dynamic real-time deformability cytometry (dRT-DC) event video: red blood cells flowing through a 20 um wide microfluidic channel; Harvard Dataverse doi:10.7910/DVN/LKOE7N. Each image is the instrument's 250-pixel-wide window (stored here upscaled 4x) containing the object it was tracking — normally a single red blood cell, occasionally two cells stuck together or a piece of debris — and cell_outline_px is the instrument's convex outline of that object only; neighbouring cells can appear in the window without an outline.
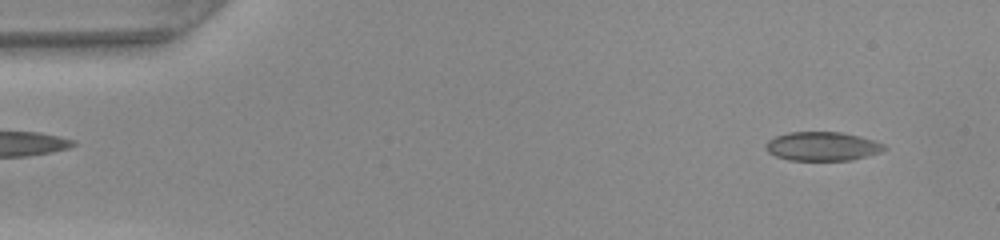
{"species": "common noctule bat (a hibernating species)", "species_latin": "Nyctalus noctula", "temperature_condition": "warm", "stored_images_in_passage": 47, "camera_frame_rate_fps": 3000, "um_per_image_px": 0.085, "animal": {"sex": "female", "body_mass_g": 22.0, "forearm_length_mm": 56.7}, "frame": {"image": 1, "passage_image": 3, "time_ms": 0.667, "image_size_px": [1000, 240], "cell_outline_px": [[888, 148], [880, 152], [852, 160], [788, 160], [776, 156], [768, 152], [764, 148], [764, 144], [768, 140], [776, 136], [788, 132], [840, 132], [860, 136], [884, 144]], "centroid_in_image_um": [69.87, 12.43], "position_along_channel_um": 15.1, "area_um2": 20.0}}
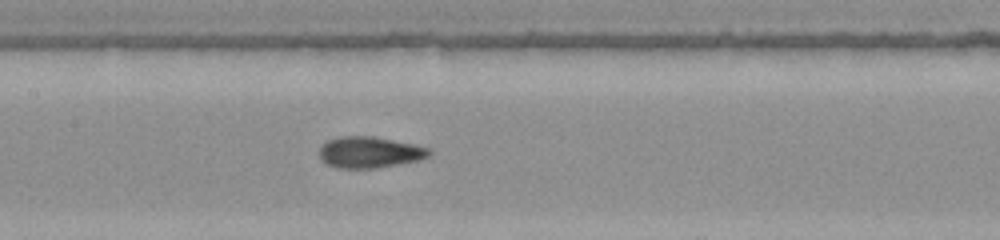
{"frame": {"image": 2, "passage_image": 22, "time_ms": 7.0, "image_size_px": [1000, 240], "cell_outline_px": [[432, 152], [428, 156], [420, 160], [376, 168], [336, 168], [324, 164], [320, 160], [320, 144], [328, 140], [340, 136], [372, 136], [416, 144], [428, 148]], "centroid_in_image_um": [31.38, 12.94], "position_along_channel_um": 176.0, "area_um2": 20.23}}
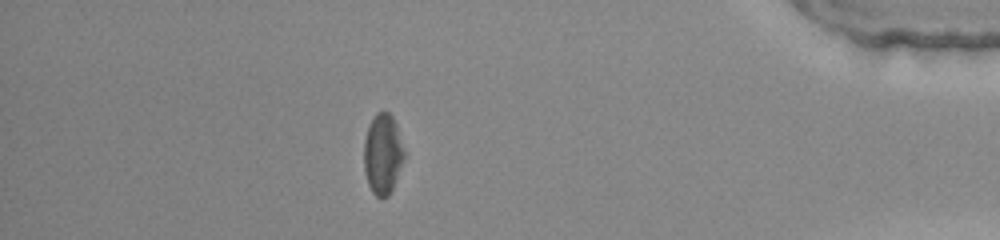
{"frame": {"image": 3, "passage_image": 41, "time_ms": 13.333, "image_size_px": [1000, 240], "cell_outline_px": [[404, 160], [392, 188], [388, 196], [376, 196], [372, 192], [368, 184], [364, 168], [364, 140], [372, 116], [376, 112], [388, 112], [392, 116], [396, 124], [404, 152]], "centroid_in_image_um": [32.52, 13.07], "position_along_channel_um": 402.7, "area_um2": 18.61}, "authors_computed_cell_mechanics": {"area_um2": 19.941, "velocity_mm_per_s": 4.2705, "shape_relaxation_time_tau1_ms": null, "shape_relaxation_time_tau2_ms": 1.7097, "deformation_change_tau1": null, "deformation_change_tau2": 0.0759}}